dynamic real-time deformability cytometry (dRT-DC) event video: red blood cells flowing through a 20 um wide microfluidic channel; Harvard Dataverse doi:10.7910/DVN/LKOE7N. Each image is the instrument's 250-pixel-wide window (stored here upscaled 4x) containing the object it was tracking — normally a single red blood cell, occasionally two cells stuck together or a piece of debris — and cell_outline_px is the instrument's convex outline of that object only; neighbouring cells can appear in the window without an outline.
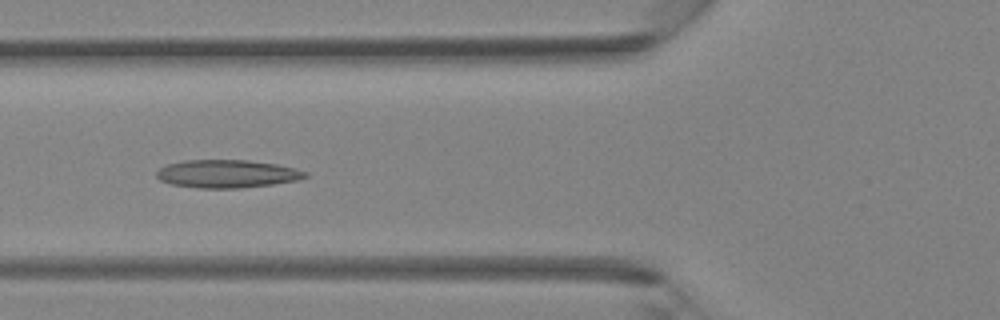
{"species": "Egyptian fruit bat (a non-hibernating species)", "species_latin": "Rousettus aegyptiacus", "temperature_condition": "room temperature", "stored_images_in_passage": 30, "camera_frame_rate_fps": 3000, "um_per_image_px": 0.085, "animal": {"sex": "female"}, "frame": {"image": 1, "passage_image": 7, "time_ms": 2.0, "image_size_px": [1000, 320], "cell_outline_px": [[308, 176], [300, 180], [272, 184], [240, 188], [200, 188], [172, 184], [160, 180], [156, 176], [156, 172], [160, 168], [168, 164], [184, 160], [248, 160], [276, 164], [296, 168], [308, 172]], "centroid_in_image_um": [19.33, 14.77], "position_along_channel_um": 106.5, "area_um2": 24.28}}
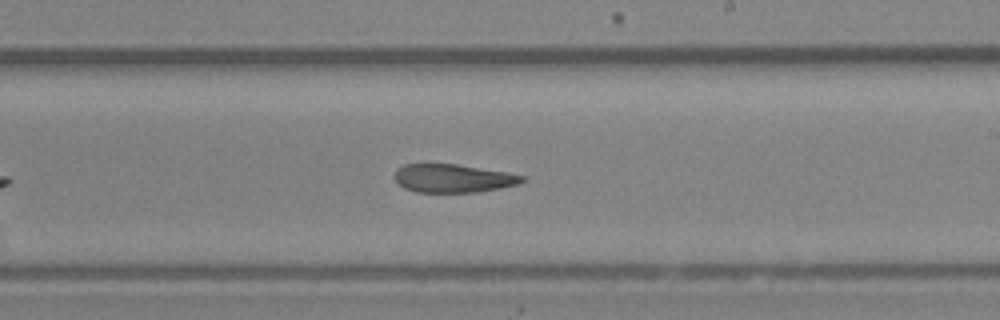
{"frame": {"image": 2, "passage_image": 16, "time_ms": 5.0, "image_size_px": [1000, 320], "cell_outline_px": [[524, 180], [520, 184], [500, 188], [476, 192], [416, 192], [404, 188], [396, 180], [396, 168], [404, 164], [456, 164], [508, 172], [524, 176]], "centroid_in_image_um": [38.53, 15.15], "position_along_channel_um": 250.5, "area_um2": 20.98}}
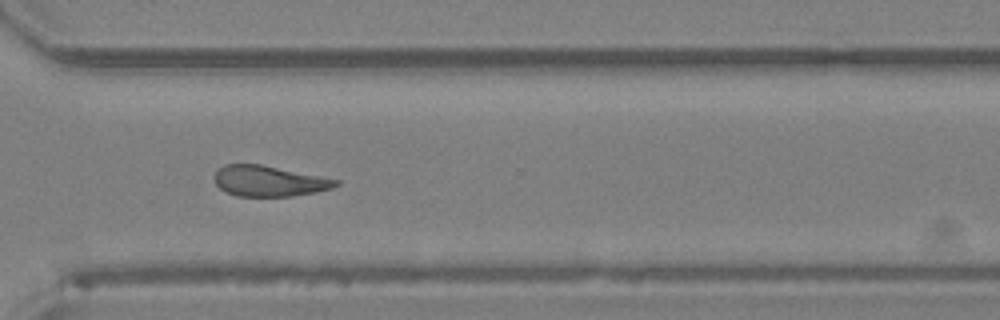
{"frame": {"image": 3, "passage_image": 22, "time_ms": 7.0, "image_size_px": [1000, 320], "cell_outline_px": [[340, 184], [332, 188], [316, 192], [292, 196], [236, 196], [220, 188], [216, 184], [212, 176], [224, 164], [260, 164], [340, 180]], "centroid_in_image_um": [22.86, 15.39], "position_along_channel_um": 347.7, "area_um2": 21.62}}